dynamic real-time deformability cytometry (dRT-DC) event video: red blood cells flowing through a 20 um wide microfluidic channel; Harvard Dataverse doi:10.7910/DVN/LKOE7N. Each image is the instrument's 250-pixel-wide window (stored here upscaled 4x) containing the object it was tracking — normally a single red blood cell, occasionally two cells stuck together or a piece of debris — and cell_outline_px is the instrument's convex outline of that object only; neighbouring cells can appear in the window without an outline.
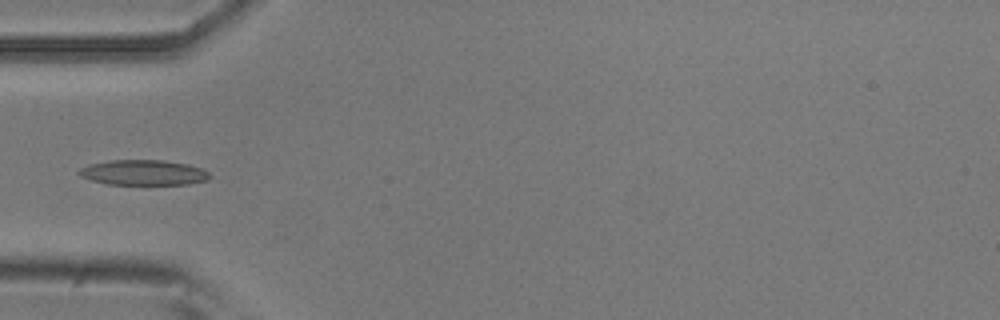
{"species": "common noctule bat (a hibernating species)", "species_latin": "Nyctalus noctula", "temperature_condition": "room temperature", "stored_images_in_passage": 4, "camera_frame_rate_fps": 3000, "um_per_image_px": 0.085, "animal": {"sex": "male", "body_mass_g": 20.5, "forearm_length_mm": 52.5}, "frame": {"image": 1, "passage_image": 3, "time_ms": 0.667, "image_size_px": [1000, 320], "cell_outline_px": [[212, 176], [208, 180], [188, 184], [108, 184], [92, 180], [80, 176], [76, 172], [80, 168], [88, 164], [108, 160], [160, 160], [188, 164], [200, 168], [208, 172]], "centroid_in_image_um": [12.17, 14.66], "position_along_channel_um": 72.8, "area_um2": 19.25}}
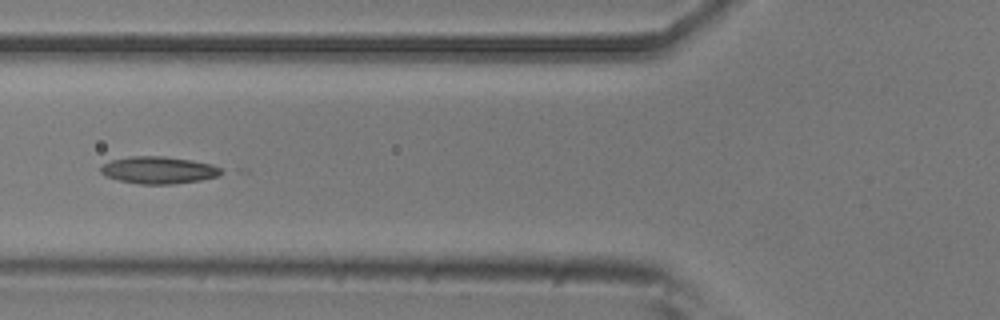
{"frame": {"image": 2, "passage_image": 4, "time_ms": 1.0, "image_size_px": [1000, 320], "cell_outline_px": [[228, 172], [220, 176], [200, 180], [172, 184], [140, 184], [120, 180], [104, 176], [100, 172], [100, 168], [104, 164], [112, 160], [128, 156], [164, 156], [192, 160], [212, 164]], "centroid_in_image_um": [13.53, 14.45], "position_along_channel_um": 112.3, "area_um2": 19.25}}